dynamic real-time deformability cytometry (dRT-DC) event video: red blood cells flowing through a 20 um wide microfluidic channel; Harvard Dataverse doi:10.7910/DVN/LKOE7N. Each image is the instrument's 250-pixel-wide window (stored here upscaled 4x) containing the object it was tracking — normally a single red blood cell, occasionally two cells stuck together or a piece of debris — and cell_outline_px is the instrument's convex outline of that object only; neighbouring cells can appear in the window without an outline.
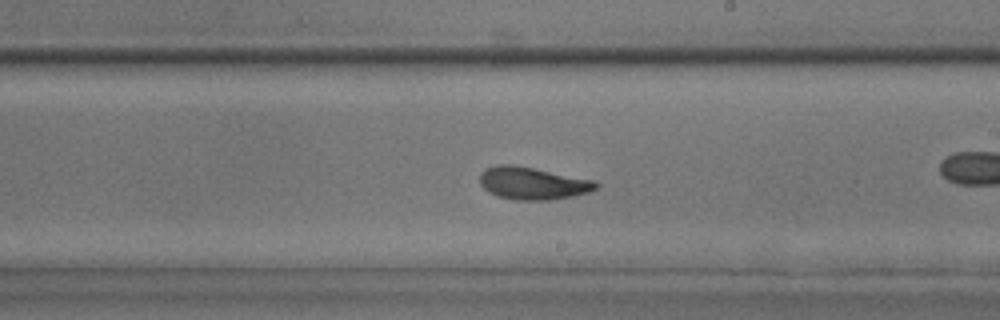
{"species": "common noctule bat (a hibernating species)", "species_latin": "Nyctalus noctula", "temperature_condition": "room temperature", "stored_images_in_passage": 55, "camera_frame_rate_fps": 3000, "um_per_image_px": 0.085, "animal": {"sex": "male", "body_mass_g": 17.9, "forearm_length_mm": 54.2}, "frame": {"image": 1, "passage_image": 32, "time_ms": 10.333, "image_size_px": [1000, 320], "cell_outline_px": [[600, 184], [596, 188], [588, 192], [572, 196], [548, 200], [516, 200], [496, 196], [488, 192], [480, 184], [480, 172], [484, 168], [496, 164], [512, 164], [592, 180]], "centroid_in_image_um": [45.2, 15.58], "position_along_channel_um": 243.8, "area_um2": 21.85}}
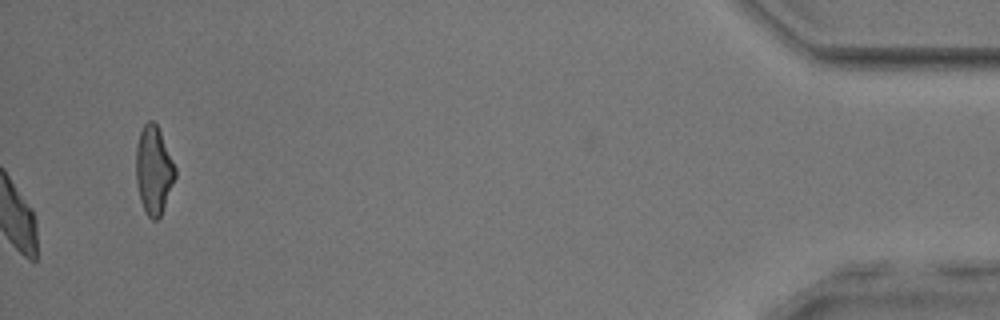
{"frame": {"image": 2, "passage_image": 55, "time_ms": 18.0, "image_size_px": [1000, 320], "cell_outline_px": [[176, 176], [160, 216], [156, 220], [152, 220], [148, 216], [140, 200], [136, 184], [136, 144], [140, 132], [144, 124], [148, 120], [152, 120], [156, 124], [160, 132], [176, 168]], "centroid_in_image_um": [13.05, 14.45], "position_along_channel_um": 422.2, "area_um2": 19.94}, "authors_computed_cell_mechanics": {"area_um2": 21.675, "velocity_mm_per_s": 3.814, "shape_relaxation_time_tau1_ms": 2.4835, "shape_relaxation_time_tau2_ms": 1.9108, "deformation_change_tau1": 0.1552, "deformation_change_tau2": 0.0914}}